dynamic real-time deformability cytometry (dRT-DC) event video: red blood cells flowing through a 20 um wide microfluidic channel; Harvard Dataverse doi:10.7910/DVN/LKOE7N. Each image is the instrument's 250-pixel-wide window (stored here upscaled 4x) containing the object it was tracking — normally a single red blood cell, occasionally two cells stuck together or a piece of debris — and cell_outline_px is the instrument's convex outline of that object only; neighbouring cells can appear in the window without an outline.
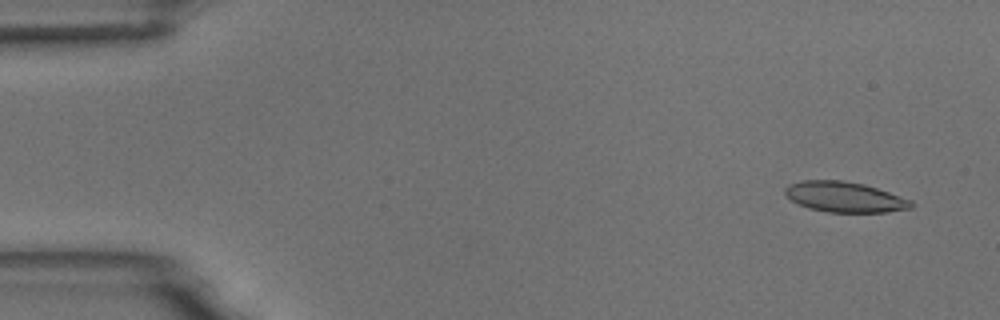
{"species": "common noctule bat (a hibernating species)", "species_latin": "Nyctalus noctula", "temperature_condition": "room temperature", "stored_images_in_passage": 9, "camera_frame_rate_fps": 3000, "um_per_image_px": 0.085, "animal": {"sex": "male", "body_mass_g": 18.8}, "frame": {"image": 1, "passage_image": 2, "time_ms": 1.0, "image_size_px": [1000, 320], "cell_outline_px": [[912, 208], [888, 212], [828, 212], [808, 208], [792, 200], [784, 192], [784, 188], [788, 184], [800, 180], [840, 180], [864, 184], [912, 200]], "centroid_in_image_um": [71.78, 16.74], "position_along_channel_um": 13.2, "area_um2": 22.25}}
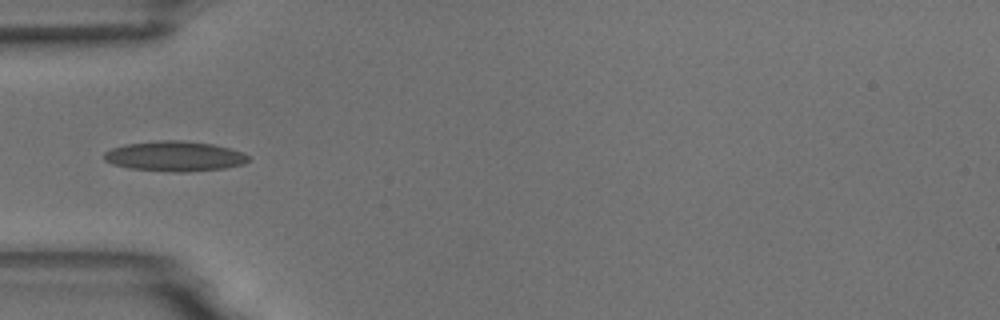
{"frame": {"image": 2, "passage_image": 6, "time_ms": 5.667, "image_size_px": [1000, 320], "cell_outline_px": [[252, 160], [244, 164], [224, 168], [188, 172], [172, 172], [128, 168], [112, 164], [104, 160], [104, 152], [112, 148], [128, 144], [160, 140], [180, 140], [212, 144], [228, 148], [240, 152], [248, 156]], "centroid_in_image_um": [14.84, 13.29], "position_along_channel_um": 70.2, "area_um2": 25.26}}